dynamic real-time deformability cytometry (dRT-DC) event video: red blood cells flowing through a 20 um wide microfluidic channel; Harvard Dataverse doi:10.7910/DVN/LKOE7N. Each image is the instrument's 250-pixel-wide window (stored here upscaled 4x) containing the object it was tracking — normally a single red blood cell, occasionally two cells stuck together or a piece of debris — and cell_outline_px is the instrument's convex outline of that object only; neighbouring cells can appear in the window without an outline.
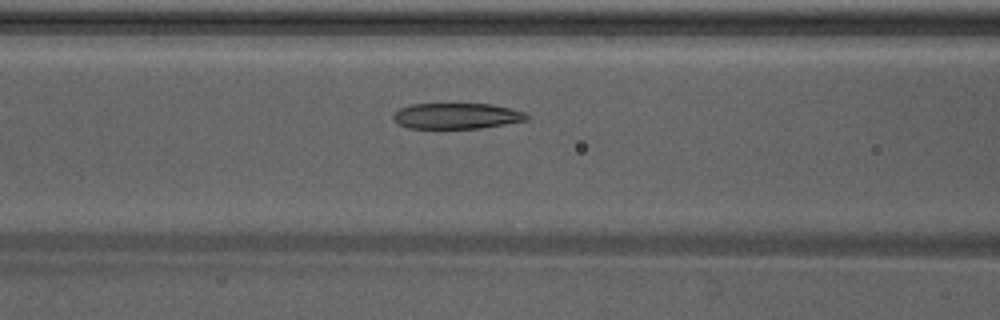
{"species": "Egyptian fruit bat (a non-hibernating species)", "species_latin": "Rousettus aegyptiacus", "temperature_condition": "warm", "stored_images_in_passage": 37, "camera_frame_rate_fps": 3000, "um_per_image_px": 0.085, "animal": {"sex": "male"}, "frame": {"image": 1, "passage_image": 11, "time_ms": 3.333, "image_size_px": [1000, 320], "cell_outline_px": [[532, 116], [528, 120], [480, 128], [408, 128], [400, 124], [392, 116], [400, 108], [412, 104], [492, 104], [528, 112]], "centroid_in_image_um": [38.9, 9.85], "position_along_channel_um": 127.7, "area_um2": 20.06}}
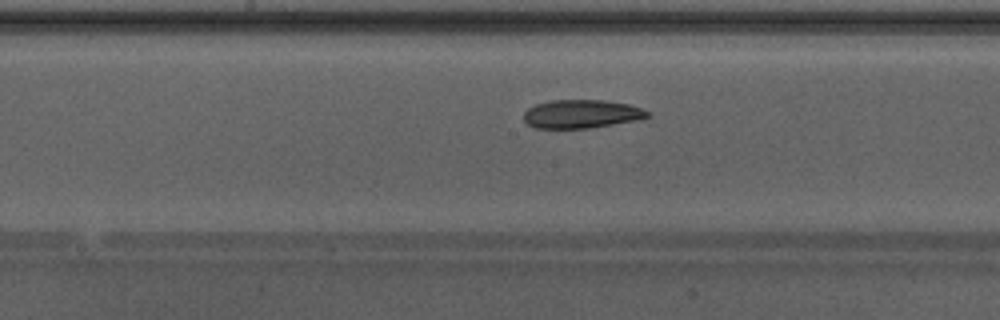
{"frame": {"image": 2, "passage_image": 16, "time_ms": 5.0, "image_size_px": [1000, 320], "cell_outline_px": [[652, 116], [640, 120], [588, 128], [536, 128], [528, 124], [524, 120], [524, 112], [528, 108], [536, 104], [552, 100], [608, 100], [628, 104], [652, 112]], "centroid_in_image_um": [49.48, 9.68], "position_along_channel_um": 198.7, "area_um2": 20.69}}